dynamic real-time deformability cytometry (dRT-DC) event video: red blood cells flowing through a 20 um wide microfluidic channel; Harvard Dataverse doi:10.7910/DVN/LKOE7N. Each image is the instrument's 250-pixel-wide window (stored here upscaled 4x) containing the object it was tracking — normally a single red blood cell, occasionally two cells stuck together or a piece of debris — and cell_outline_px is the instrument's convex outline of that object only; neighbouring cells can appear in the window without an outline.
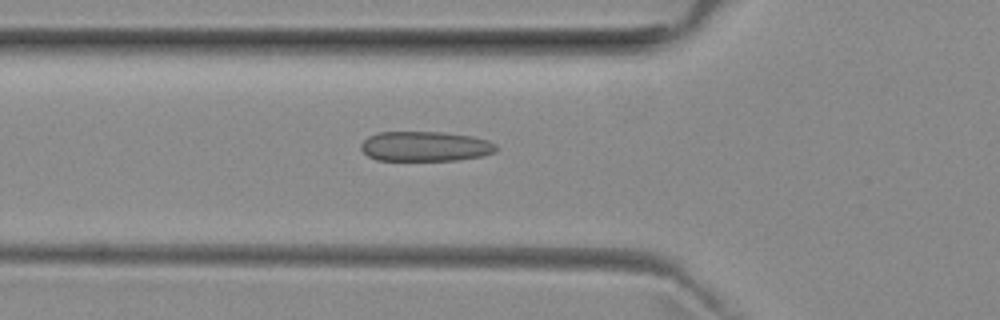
{"species": "common noctule bat (a hibernating species)", "species_latin": "Nyctalus noctula", "temperature_condition": "room temperature", "stored_images_in_passage": 41, "camera_frame_rate_fps": 3000, "um_per_image_px": 0.085, "animal": {"sex": "female", "body_mass_g": 29.2, "forearm_length_mm": 56.3}, "frame": {"image": 1, "passage_image": 7, "time_ms": 2.0, "image_size_px": [1000, 320], "cell_outline_px": [[496, 152], [484, 156], [456, 160], [376, 160], [368, 156], [360, 148], [360, 144], [368, 136], [380, 132], [444, 132], [472, 136], [488, 140], [496, 144]], "centroid_in_image_um": [36.15, 12.44], "position_along_channel_um": 89.6, "area_um2": 23.7}}
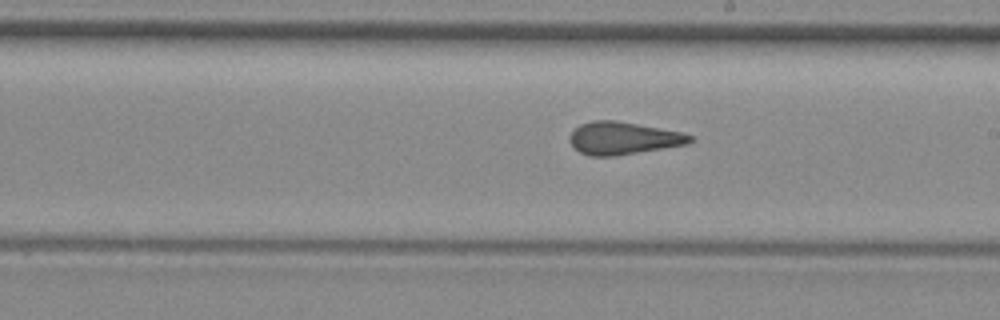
{"frame": {"image": 2, "passage_image": 18, "time_ms": 5.667, "image_size_px": [1000, 320], "cell_outline_px": [[692, 140], [688, 144], [616, 156], [592, 156], [580, 152], [568, 140], [568, 136], [580, 124], [592, 120], [616, 120], [684, 132], [692, 136]], "centroid_in_image_um": [52.98, 11.74], "position_along_channel_um": 236.0, "area_um2": 22.89}}
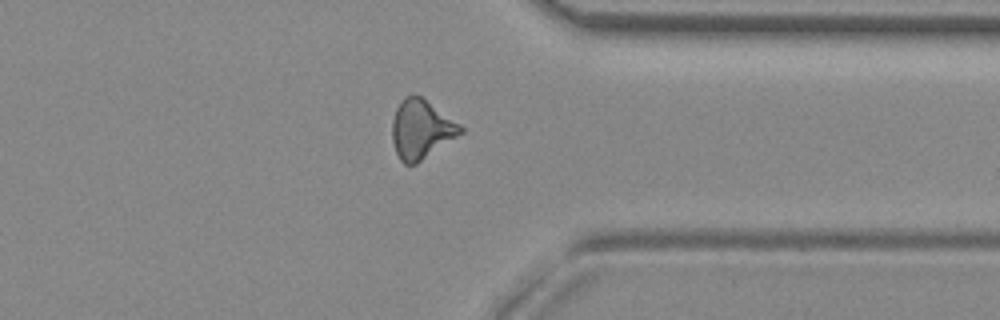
{"frame": {"image": 3, "passage_image": 29, "time_ms": 9.333, "image_size_px": [1000, 320], "cell_outline_px": [[464, 132], [416, 164], [404, 164], [400, 160], [396, 152], [392, 140], [392, 120], [396, 108], [408, 96], [420, 96], [460, 124], [464, 128]], "centroid_in_image_um": [35.8, 11.03], "position_along_channel_um": 375.6, "area_um2": 23.06}, "authors_computed_cell_mechanics": {"area_um2": 22.831, "velocity_mm_per_s": 3.9783, "shape_relaxation_time_tau1_ms": null, "shape_relaxation_time_tau2_ms": 1.6494, "deformation_change_tau1": null, "deformation_change_tau2": 0.0991}}